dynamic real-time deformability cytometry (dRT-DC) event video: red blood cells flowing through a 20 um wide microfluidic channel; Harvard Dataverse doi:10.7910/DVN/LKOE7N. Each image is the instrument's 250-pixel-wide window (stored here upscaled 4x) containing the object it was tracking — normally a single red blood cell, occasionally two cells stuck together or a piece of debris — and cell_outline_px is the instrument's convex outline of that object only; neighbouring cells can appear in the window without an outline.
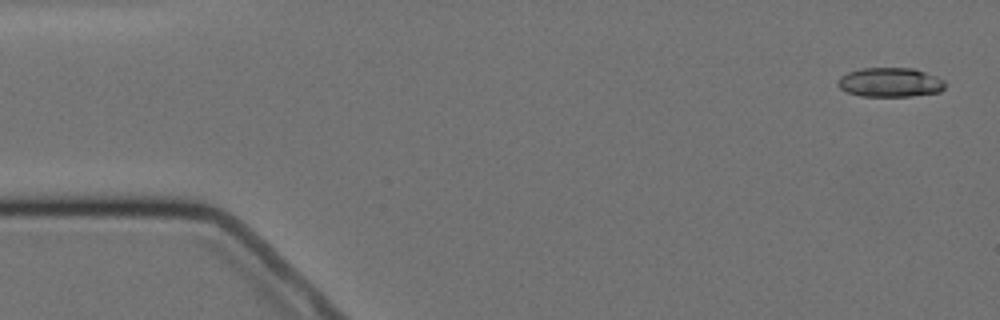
{"species": "Egyptian fruit bat (a non-hibernating species)", "species_latin": "Rousettus aegyptiacus", "temperature_condition": "cold", "stored_images_in_passage": 4, "camera_frame_rate_fps": 3000, "um_per_image_px": 0.085, "animal": {"sex": "female"}, "frame": {"image": 1, "passage_image": 1, "time_ms": 0.0, "image_size_px": [1000, 320], "cell_outline_px": [[944, 88], [940, 92], [912, 96], [860, 96], [848, 92], [840, 88], [836, 84], [840, 76], [848, 72], [860, 68], [912, 68], [936, 76], [944, 80]], "centroid_in_image_um": [75.64, 7.0], "position_along_channel_um": 9.4, "area_um2": 18.32}}